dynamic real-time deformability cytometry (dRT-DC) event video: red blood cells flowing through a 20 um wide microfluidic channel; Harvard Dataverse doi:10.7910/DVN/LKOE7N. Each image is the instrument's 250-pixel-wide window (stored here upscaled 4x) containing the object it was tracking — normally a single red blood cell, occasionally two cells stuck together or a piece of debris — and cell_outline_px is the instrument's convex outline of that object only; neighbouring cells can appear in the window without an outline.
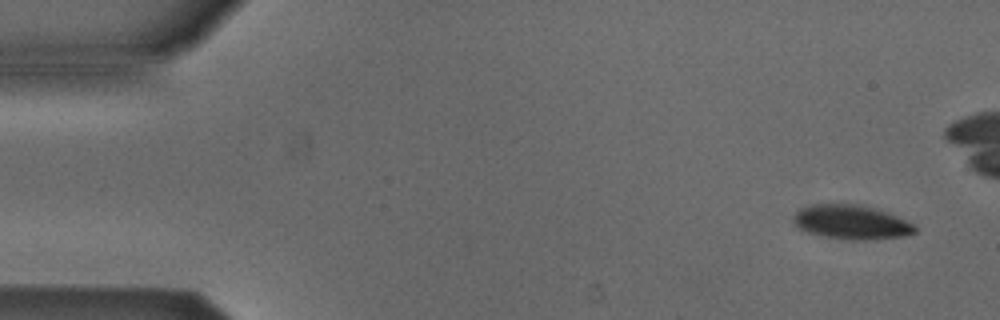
{"species": "Egyptian fruit bat (a non-hibernating species)", "species_latin": "Rousettus aegyptiacus", "temperature_condition": "cold", "stored_images_in_passage": 6, "camera_frame_rate_fps": 3000, "um_per_image_px": 0.085, "animal": {"sex": "male"}, "frame": {"image": 1, "passage_image": 1, "time_ms": 0.0, "image_size_px": [1000, 320], "cell_outline_px": [[916, 232], [904, 236], [864, 240], [848, 240], [820, 236], [808, 232], [800, 228], [792, 220], [792, 216], [800, 208], [812, 204], [856, 204], [872, 208], [896, 216], [916, 224]], "centroid_in_image_um": [72.34, 18.89], "position_along_channel_um": 12.7, "area_um2": 24.16}}